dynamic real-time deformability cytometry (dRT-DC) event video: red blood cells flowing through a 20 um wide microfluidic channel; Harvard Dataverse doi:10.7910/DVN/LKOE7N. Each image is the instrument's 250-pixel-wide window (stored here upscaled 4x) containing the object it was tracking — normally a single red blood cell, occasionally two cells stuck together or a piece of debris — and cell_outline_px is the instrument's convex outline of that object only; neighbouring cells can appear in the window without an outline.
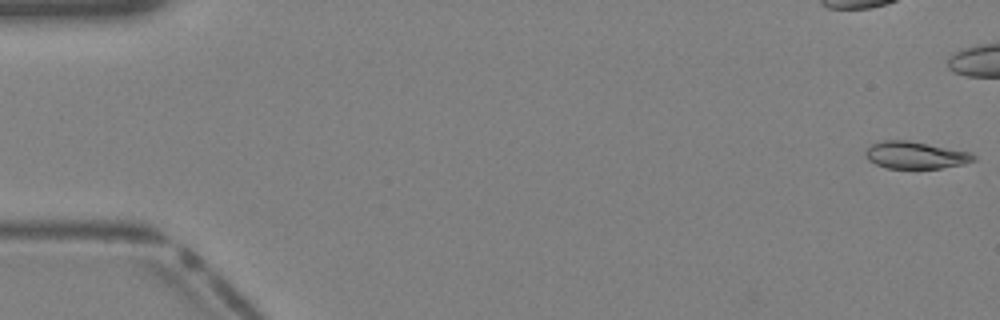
{"species": "Egyptian fruit bat (a non-hibernating species)", "species_latin": "Rousettus aegyptiacus", "temperature_condition": "warm", "stored_images_in_passage": 12, "camera_frame_rate_fps": 3000, "um_per_image_px": 0.085, "animal": {"sex": "female"}, "frame": {"image": 1, "passage_image": 1, "time_ms": 0.0, "image_size_px": [1000, 320], "cell_outline_px": [[976, 160], [964, 164], [940, 168], [888, 168], [876, 164], [868, 160], [864, 156], [864, 152], [872, 144], [880, 140], [908, 140], [972, 152], [976, 156]], "centroid_in_image_um": [77.82, 13.18], "position_along_channel_um": 7.2, "area_um2": 17.22}}